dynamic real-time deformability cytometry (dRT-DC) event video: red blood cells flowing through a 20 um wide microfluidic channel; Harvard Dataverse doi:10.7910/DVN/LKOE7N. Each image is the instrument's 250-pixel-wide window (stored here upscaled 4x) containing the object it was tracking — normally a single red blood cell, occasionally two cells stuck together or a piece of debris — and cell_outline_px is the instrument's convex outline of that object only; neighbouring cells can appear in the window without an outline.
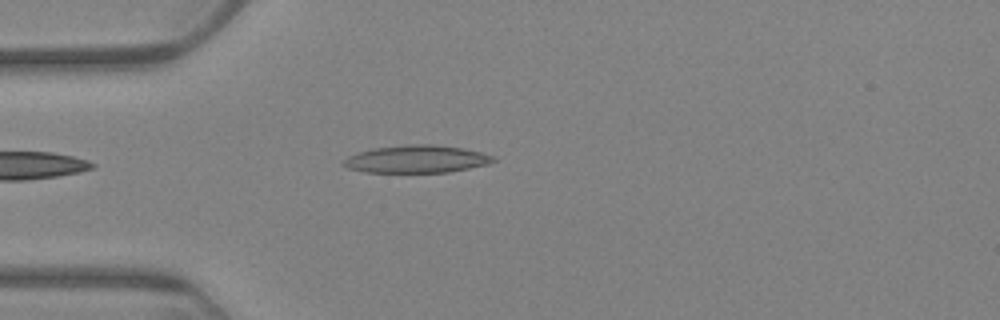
{"species": "Egyptian fruit bat (a non-hibernating species)", "species_latin": "Rousettus aegyptiacus", "temperature_condition": "warm", "stored_images_in_passage": 40, "camera_frame_rate_fps": 3000, "um_per_image_px": 0.085, "animal": {"sex": "female"}, "frame": {"image": 1, "passage_image": 1, "time_ms": 0.0, "image_size_px": [1000, 320], "cell_outline_px": [[496, 160], [488, 164], [448, 172], [368, 172], [348, 168], [340, 164], [348, 156], [360, 152], [376, 148], [408, 144], [432, 144], [460, 148], [480, 152], [496, 156]], "centroid_in_image_um": [35.42, 13.52], "position_along_channel_um": 49.6, "area_um2": 23.81}}
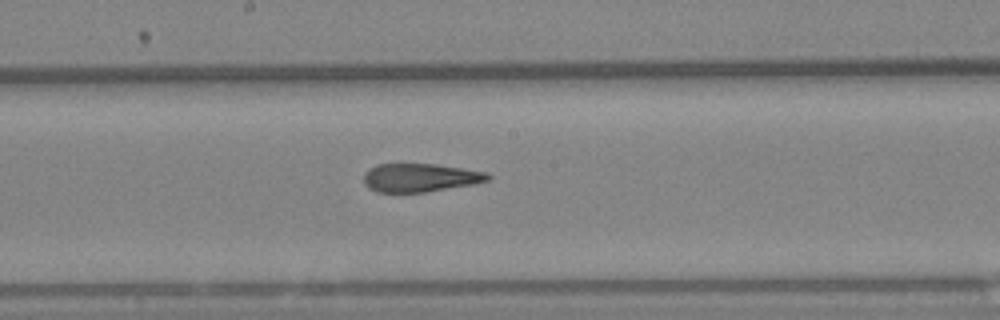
{"frame": {"image": 2, "passage_image": 17, "time_ms": 5.333, "image_size_px": [1000, 320], "cell_outline_px": [[492, 176], [488, 180], [472, 184], [424, 192], [376, 192], [368, 188], [364, 184], [364, 172], [376, 164], [436, 164], [484, 172]], "centroid_in_image_um": [35.64, 15.1], "position_along_channel_um": 212.6, "area_um2": 20.35}}
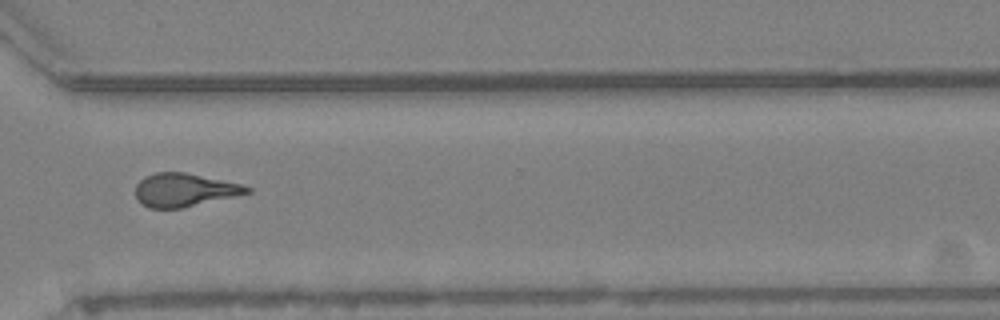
{"frame": {"image": 3, "passage_image": 30, "time_ms": 9.667, "image_size_px": [1000, 320], "cell_outline_px": [[252, 192], [180, 208], [148, 208], [140, 204], [136, 200], [136, 184], [144, 176], [156, 172], [184, 172], [240, 184], [252, 188]], "centroid_in_image_um": [15.61, 16.15], "position_along_channel_um": 355.0, "area_um2": 21.44}, "authors_computed_cell_mechanics": {"area_um2": 21.6461, "velocity_mm_per_s": 3.2749, "shape_relaxation_time_tau1_ms": null, "shape_relaxation_time_tau2_ms": 3.0055, "deformation_change_tau1": null, "deformation_change_tau2": 0.1447}}